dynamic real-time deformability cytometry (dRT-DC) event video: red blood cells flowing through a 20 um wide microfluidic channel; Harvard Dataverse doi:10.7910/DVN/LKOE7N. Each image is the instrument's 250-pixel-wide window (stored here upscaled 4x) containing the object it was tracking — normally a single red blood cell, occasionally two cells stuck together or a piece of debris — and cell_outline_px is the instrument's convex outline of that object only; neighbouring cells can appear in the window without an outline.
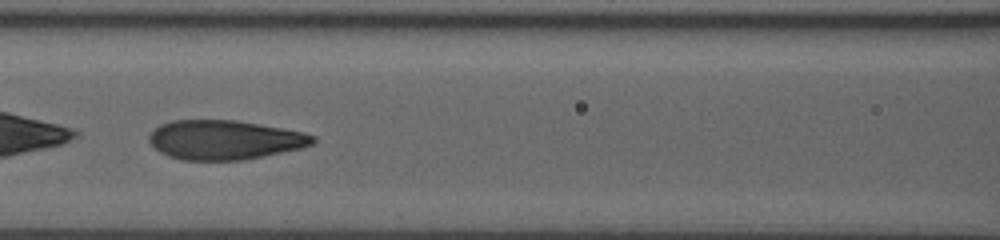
{"species": "human", "species_latin": "Homo sapiens", "temperature_condition": "room temperature", "stored_images_in_passage": 44, "camera_frame_rate_fps": 3000, "um_per_image_px": 0.085, "donor": {"sex": "male"}, "frame": {"image": 1, "passage_image": 18, "time_ms": 5.667, "image_size_px": [1000, 240], "cell_outline_px": [[316, 140], [312, 144], [304, 148], [244, 160], [180, 160], [168, 156], [160, 152], [148, 140], [148, 136], [160, 124], [172, 120], [236, 120], [304, 132], [316, 136]], "centroid_in_image_um": [19.11, 11.89], "position_along_channel_um": 147.5, "area_um2": 37.69}}
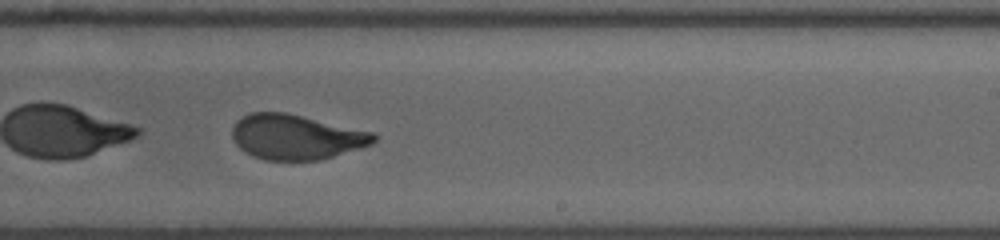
{"frame": {"image": 2, "passage_image": 27, "time_ms": 8.667, "image_size_px": [1000, 240], "cell_outline_px": [[376, 140], [372, 144], [360, 148], [320, 160], [264, 160], [252, 156], [244, 152], [236, 144], [232, 136], [232, 128], [236, 120], [252, 112], [284, 112], [372, 132], [376, 136]], "centroid_in_image_um": [25.13, 11.65], "position_along_channel_um": 263.9, "area_um2": 36.88}}
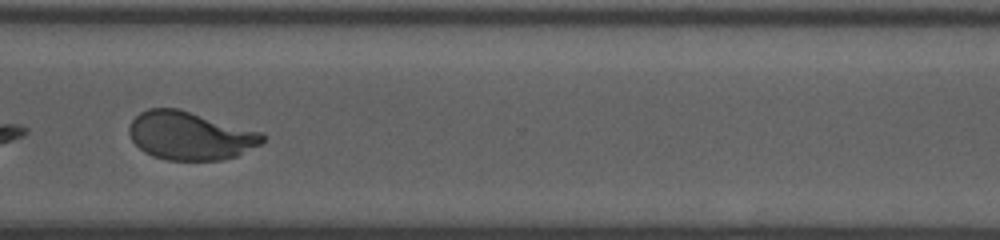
{"frame": {"image": 3, "passage_image": 34, "time_ms": 11.0, "image_size_px": [1000, 240], "cell_outline_px": [[264, 140], [260, 144], [236, 156], [220, 160], [164, 160], [152, 156], [144, 152], [132, 140], [128, 132], [128, 128], [132, 120], [140, 112], [148, 108], [180, 108], [264, 132]], "centroid_in_image_um": [16.16, 11.52], "position_along_channel_um": 354.4, "area_um2": 37.86}, "authors_computed_cell_mechanics": {"area_um2": 38.3792, "velocity_mm_per_s": 3.8908, "shape_relaxation_time_tau1_ms": 4.7442, "shape_relaxation_time_tau2_ms": null, "deformation_change_tau1": 0.2128, "deformation_change_tau2": null}}